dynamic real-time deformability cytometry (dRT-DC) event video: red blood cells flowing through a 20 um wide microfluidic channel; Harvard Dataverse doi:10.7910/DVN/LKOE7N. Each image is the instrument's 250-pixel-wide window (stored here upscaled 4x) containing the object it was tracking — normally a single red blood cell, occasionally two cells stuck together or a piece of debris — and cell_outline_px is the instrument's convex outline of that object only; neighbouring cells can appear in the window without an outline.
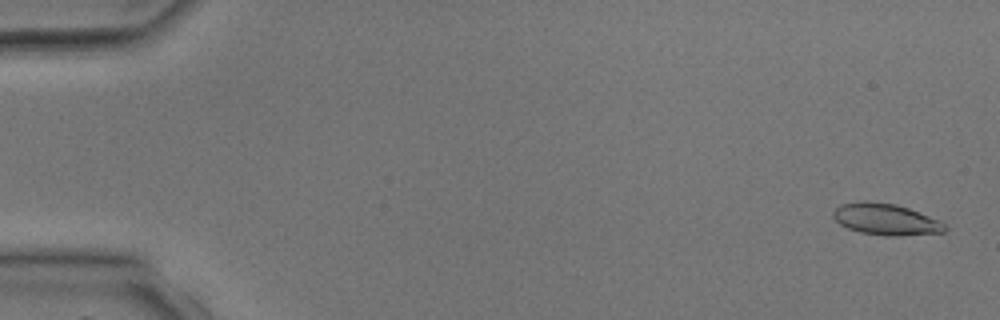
{"species": "common noctule bat (a hibernating species)", "species_latin": "Nyctalus noctula", "temperature_condition": "room temperature", "stored_images_in_passage": 4, "camera_frame_rate_fps": 3000, "um_per_image_px": 0.085, "animal": {"sex": "male", "body_mass_g": 17.9, "forearm_length_mm": 54.2}, "frame": {"image": 1, "passage_image": 1, "time_ms": 0.0, "image_size_px": [1000, 320], "cell_outline_px": [[948, 228], [944, 232], [896, 236], [884, 236], [860, 232], [848, 228], [840, 224], [832, 216], [832, 212], [840, 204], [864, 200], [868, 200], [896, 204], [908, 208], [940, 220], [948, 224]], "centroid_in_image_um": [75.3, 18.63], "position_along_channel_um": 9.7, "area_um2": 20.69}}
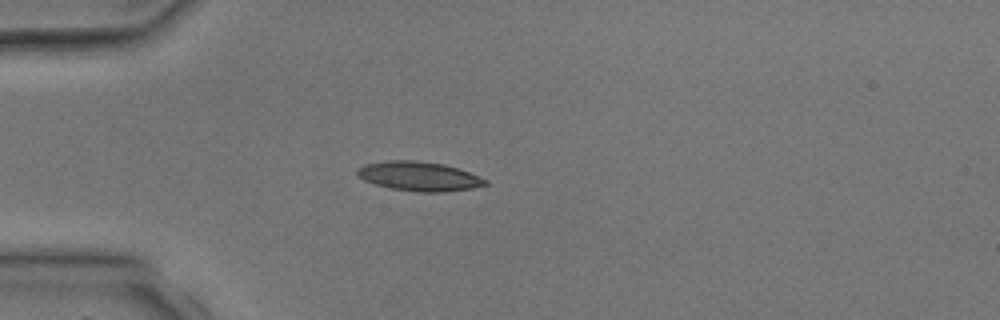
{"frame": {"image": 2, "passage_image": 4, "time_ms": 3.333, "image_size_px": [1000, 320], "cell_outline_px": [[488, 184], [472, 188], [444, 192], [420, 192], [388, 188], [364, 180], [356, 176], [356, 168], [364, 164], [388, 160], [416, 160], [444, 164], [468, 172], [488, 180]], "centroid_in_image_um": [35.57, 14.98], "position_along_channel_um": 49.4, "area_um2": 21.96}}